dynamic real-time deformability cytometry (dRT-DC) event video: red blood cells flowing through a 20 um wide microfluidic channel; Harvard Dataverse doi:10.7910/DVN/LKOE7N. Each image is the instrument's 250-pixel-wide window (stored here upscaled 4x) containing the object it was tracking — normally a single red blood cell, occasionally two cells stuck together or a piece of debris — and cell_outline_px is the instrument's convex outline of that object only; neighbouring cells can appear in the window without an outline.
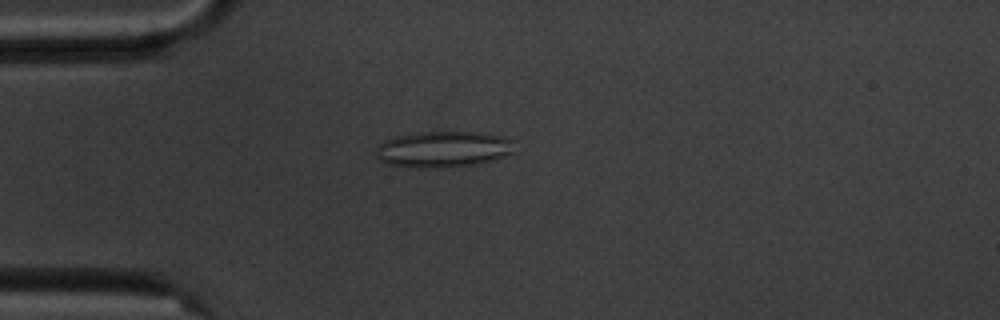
{"species": "common noctule bat (a hibernating species)", "species_latin": "Nyctalus noctula", "temperature_condition": "cold", "stored_images_in_passage": 4, "camera_frame_rate_fps": 3000, "um_per_image_px": 0.085, "animal": {"sex": "male", "body_mass_g": 20.1, "forearm_length_mm": 53.5}, "frame": {"image": 1, "passage_image": 4, "time_ms": 3.333, "image_size_px": [1000, 320], "cell_outline_px": [[516, 140], [512, 152], [504, 156], [492, 160], [476, 164], [440, 168], [408, 168], [388, 164], [380, 160], [376, 156], [376, 148], [384, 140], [396, 136], [420, 132], [480, 132], [504, 136]], "centroid_in_image_um": [37.68, 12.69], "position_along_channel_um": 47.3, "area_um2": 29.54}}